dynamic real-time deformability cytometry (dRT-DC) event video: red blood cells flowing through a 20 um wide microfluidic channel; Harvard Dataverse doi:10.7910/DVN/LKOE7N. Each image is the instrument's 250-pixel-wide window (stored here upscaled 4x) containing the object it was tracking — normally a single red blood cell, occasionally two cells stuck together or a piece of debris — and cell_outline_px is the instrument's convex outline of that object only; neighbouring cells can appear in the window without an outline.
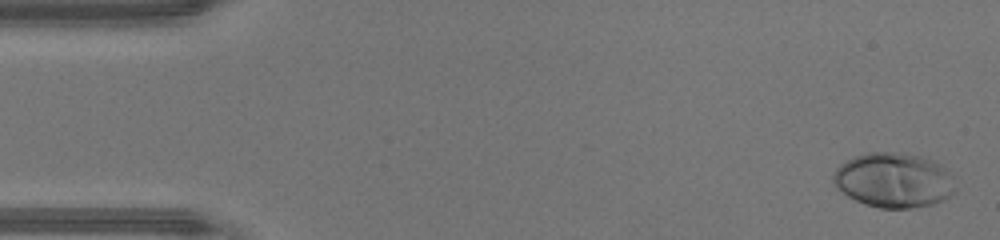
{"species": "human", "species_latin": "Homo sapiens", "temperature_condition": "warm", "stored_images_in_passage": 48, "camera_frame_rate_fps": 3000, "um_per_image_px": 0.085, "donor": {"sex": "male"}, "frame": {"image": 1, "passage_image": 2, "time_ms": 0.333, "image_size_px": [1000, 240], "cell_outline_px": [[956, 192], [944, 200], [932, 204], [912, 208], [880, 208], [856, 200], [848, 196], [836, 188], [832, 180], [832, 176], [836, 168], [840, 164], [852, 156], [868, 152], [900, 152], [920, 156], [932, 160], [940, 164], [956, 176]], "centroid_in_image_um": [76.01, 15.3], "position_along_channel_um": 9.0, "area_um2": 39.59}}
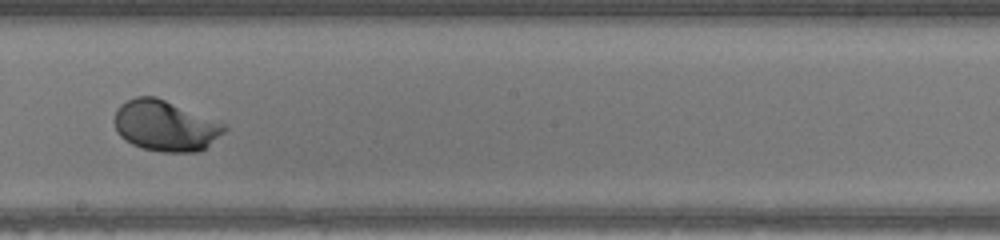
{"frame": {"image": 2, "passage_image": 27, "time_ms": 8.667, "image_size_px": [1000, 240], "cell_outline_px": [[228, 128], [224, 132], [200, 152], [160, 152], [144, 148], [132, 144], [124, 140], [116, 132], [112, 120], [116, 108], [120, 104], [136, 96], [156, 96], [228, 124]], "centroid_in_image_um": [14.03, 10.68], "position_along_channel_um": 234.2, "area_um2": 33.0}}
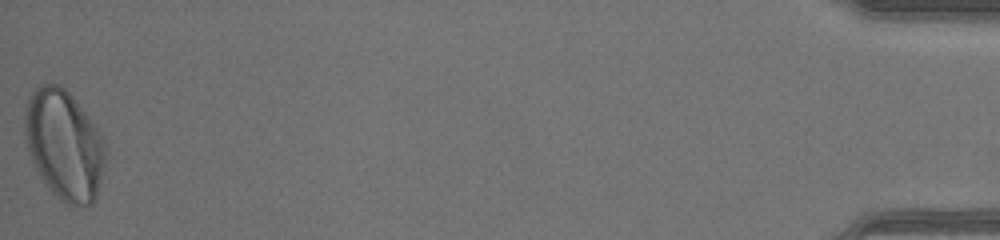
{"frame": {"image": 3, "passage_image": 48, "time_ms": 15.667, "image_size_px": [1000, 240], "cell_outline_px": [[108, 148], [104, 168], [96, 200], [92, 204], [76, 208], [60, 200], [52, 192], [40, 176], [32, 164], [28, 152], [24, 132], [24, 112], [28, 100], [32, 92], [44, 80], [60, 84], [72, 96], [104, 136]], "centroid_in_image_um": [5.47, 12.32], "position_along_channel_um": 429.7, "area_um2": 52.71}, "authors_computed_cell_mechanics": {"area_um2": 32.8593, "velocity_mm_per_s": 4.3332, "shape_relaxation_time_tau1_ms": 2.186, "shape_relaxation_time_tau2_ms": null, "deformation_change_tau1": 0.17, "deformation_change_tau2": null}}